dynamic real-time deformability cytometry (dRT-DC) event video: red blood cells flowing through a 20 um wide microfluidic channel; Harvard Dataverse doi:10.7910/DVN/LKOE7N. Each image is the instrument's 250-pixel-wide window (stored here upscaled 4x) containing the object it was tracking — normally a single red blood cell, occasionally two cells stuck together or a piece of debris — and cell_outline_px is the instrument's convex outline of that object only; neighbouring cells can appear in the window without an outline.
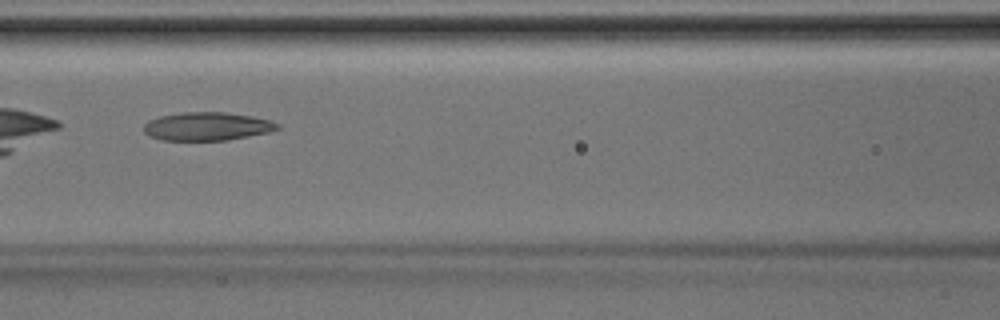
{"species": "Egyptian fruit bat (a non-hibernating species)", "species_latin": "Rousettus aegyptiacus", "temperature_condition": "room temperature", "stored_images_in_passage": 6, "camera_frame_rate_fps": 3000, "um_per_image_px": 0.085, "animal": {"sex": "male"}, "frame": {"image": 1, "passage_image": 6, "time_ms": 1.667, "image_size_px": [1000, 320], "cell_outline_px": [[280, 128], [268, 132], [228, 140], [160, 140], [148, 136], [144, 132], [144, 124], [148, 120], [160, 116], [180, 112], [228, 112], [252, 116], [268, 120], [280, 124]], "centroid_in_image_um": [17.57, 10.74], "position_along_channel_um": 149.0, "area_um2": 22.14}}